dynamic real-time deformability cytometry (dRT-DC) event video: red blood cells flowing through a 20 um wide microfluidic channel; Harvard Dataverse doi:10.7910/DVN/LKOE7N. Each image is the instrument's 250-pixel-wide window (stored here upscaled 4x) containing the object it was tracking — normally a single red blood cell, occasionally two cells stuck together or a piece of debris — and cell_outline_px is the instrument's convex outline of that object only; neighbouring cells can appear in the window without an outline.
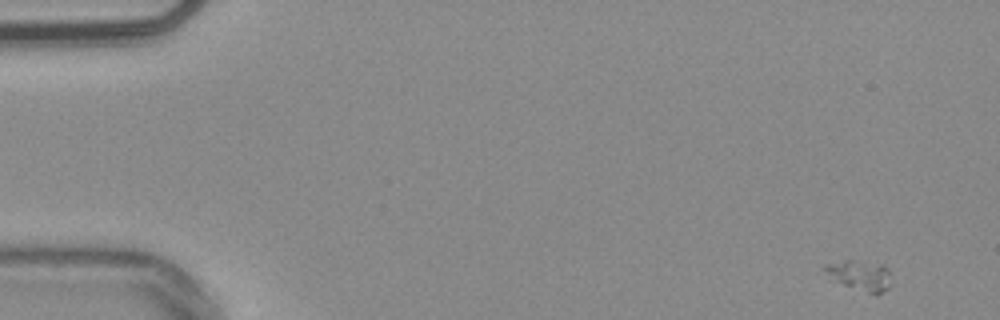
{"species": "common noctule bat (a hibernating species)", "species_latin": "Nyctalus noctula", "temperature_condition": "warm", "stored_images_in_passage": 52, "camera_frame_rate_fps": 3000, "um_per_image_px": 0.085, "animal": {"sex": "male", "body_mass_g": 20.4}, "frame": {"image": 1, "passage_image": 1, "time_ms": 0.0, "image_size_px": [1000, 320], "cell_outline_px": [[892, 284], [884, 292], [868, 292], [844, 284], [836, 280], [824, 268], [828, 264], [844, 260], [852, 260], [888, 268]], "centroid_in_image_um": [73.17, 23.41], "position_along_channel_um": 11.8, "area_um2": 10.75}}
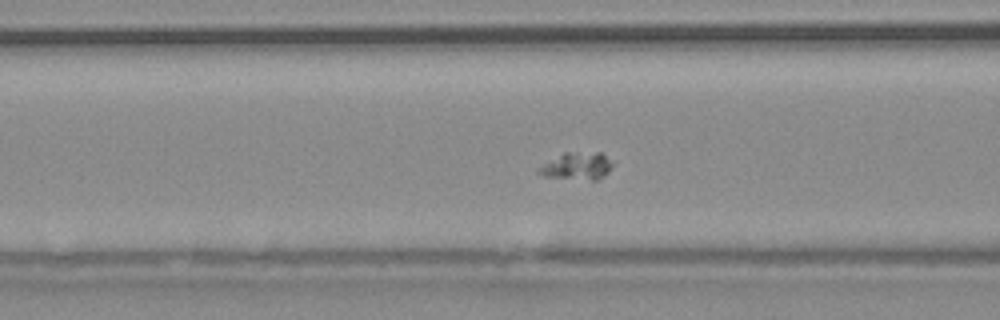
{"frame": {"image": 2, "passage_image": 20, "time_ms": 6.333, "image_size_px": [1000, 320], "cell_outline_px": [[612, 164], [608, 172], [596, 180], [592, 180], [544, 176], [536, 172], [536, 168], [564, 152], [600, 152]], "centroid_in_image_um": [48.99, 14.11], "position_along_channel_um": 117.6, "area_um2": 11.5}}
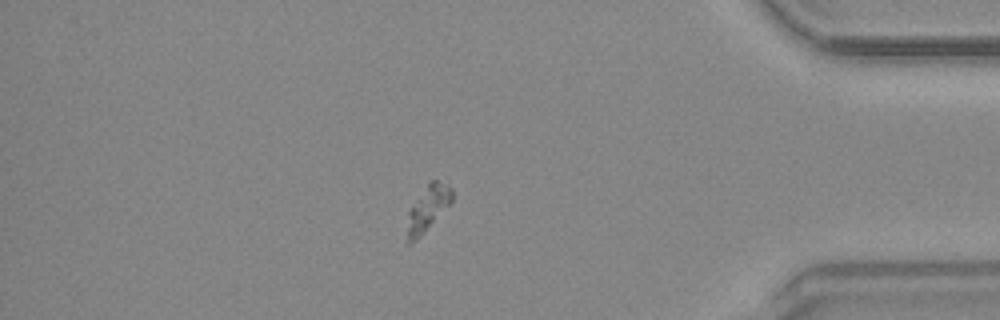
{"frame": {"image": 3, "passage_image": 45, "time_ms": 14.667, "image_size_px": [1000, 320], "cell_outline_px": [[452, 200], [420, 236], [416, 240], [408, 244], [408, 212], [428, 180], [436, 180], [448, 184], [452, 188]], "centroid_in_image_um": [36.37, 17.64], "position_along_channel_um": 398.8, "area_um2": 11.39}}